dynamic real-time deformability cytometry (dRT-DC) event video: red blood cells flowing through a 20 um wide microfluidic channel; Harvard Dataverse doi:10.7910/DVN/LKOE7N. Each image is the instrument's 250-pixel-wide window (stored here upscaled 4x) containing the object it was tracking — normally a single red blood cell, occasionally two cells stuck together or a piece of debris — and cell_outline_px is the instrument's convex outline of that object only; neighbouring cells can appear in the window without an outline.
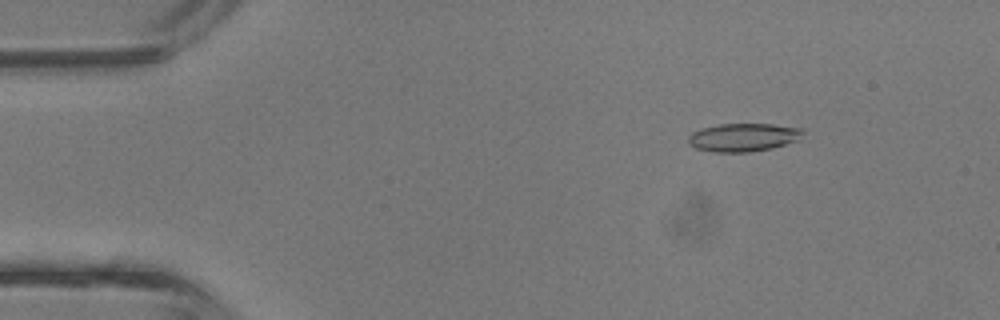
{"species": "common noctule bat (a hibernating species)", "species_latin": "Nyctalus noctula", "temperature_condition": "room temperature", "stored_images_in_passage": 4, "camera_frame_rate_fps": 3000, "um_per_image_px": 0.085, "animal": {"sex": "male", "body_mass_g": 13.3}, "frame": {"image": 1, "passage_image": 1, "time_ms": 0.0, "image_size_px": [1000, 320], "cell_outline_px": [[804, 132], [800, 140], [772, 148], [748, 152], [712, 152], [696, 148], [688, 144], [688, 136], [692, 132], [700, 128], [720, 124], [772, 124], [804, 128]], "centroid_in_image_um": [63.19, 11.67], "position_along_channel_um": 21.8, "area_um2": 19.07}}